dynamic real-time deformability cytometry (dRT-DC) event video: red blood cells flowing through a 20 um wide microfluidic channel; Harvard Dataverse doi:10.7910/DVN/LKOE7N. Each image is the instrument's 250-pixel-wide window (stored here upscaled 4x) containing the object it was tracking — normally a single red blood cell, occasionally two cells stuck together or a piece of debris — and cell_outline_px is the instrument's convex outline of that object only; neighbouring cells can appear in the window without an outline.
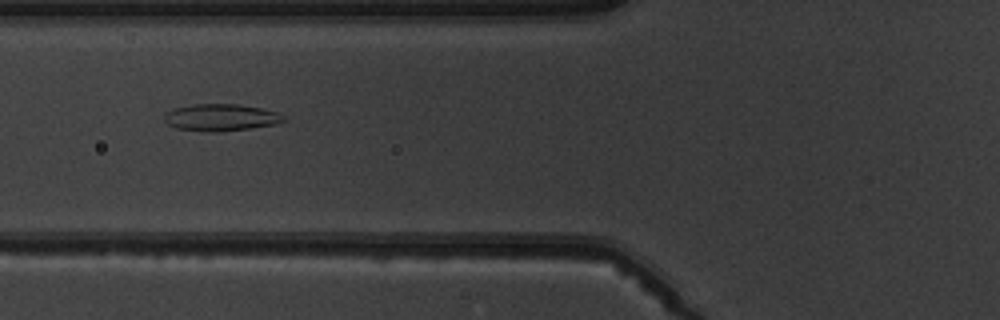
{"species": "common noctule bat (a hibernating species)", "species_latin": "Nyctalus noctula", "temperature_condition": "warm", "stored_images_in_passage": 7, "camera_frame_rate_fps": 3000, "um_per_image_px": 0.085, "animal": {"sex": "male", "body_mass_g": 19.5, "forearm_length_mm": 54.6}, "frame": {"image": 1, "passage_image": 5, "time_ms": 4.667, "image_size_px": [1000, 320], "cell_outline_px": [[288, 120], [276, 124], [252, 128], [220, 132], [204, 132], [176, 128], [168, 124], [164, 120], [164, 116], [172, 108], [192, 104], [240, 104], [260, 108], [276, 112], [284, 116]], "centroid_in_image_um": [18.78, 9.99], "position_along_channel_um": 107.0, "area_um2": 18.96}}
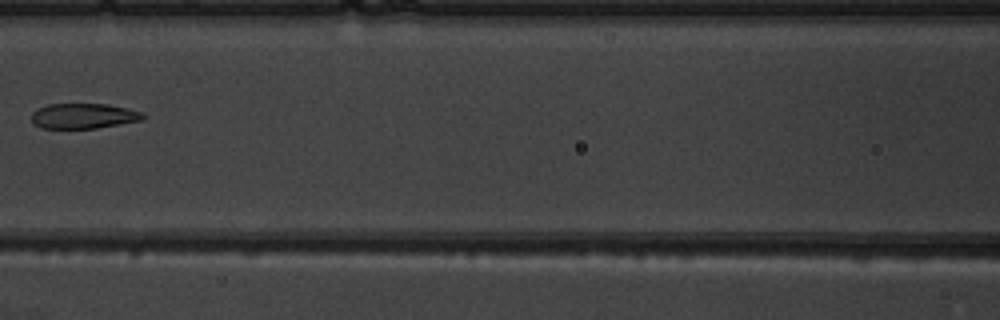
{"frame": {"image": 2, "passage_image": 6, "time_ms": 6.0, "image_size_px": [1000, 320], "cell_outline_px": [[144, 120], [96, 128], [40, 128], [32, 124], [32, 112], [36, 108], [48, 104], [108, 104], [128, 108], [140, 112], [144, 116]], "centroid_in_image_um": [7.06, 9.85], "position_along_channel_um": 159.5, "area_um2": 16.47}}
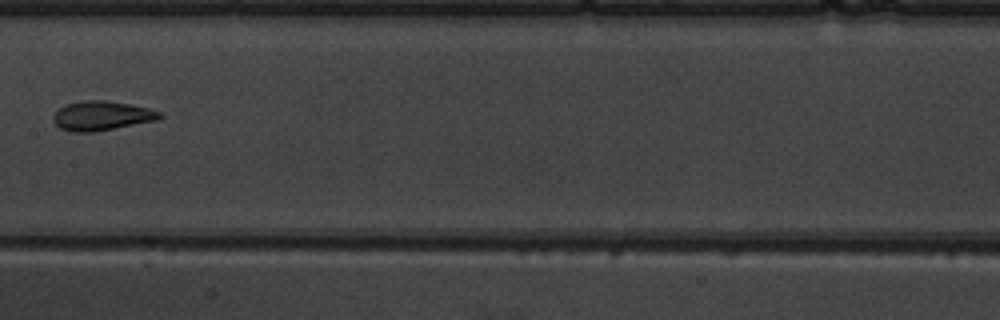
{"frame": {"image": 3, "passage_image": 7, "time_ms": 7.0, "image_size_px": [1000, 320], "cell_outline_px": [[164, 116], [160, 120], [92, 132], [72, 132], [60, 128], [52, 120], [52, 116], [60, 108], [68, 104], [84, 100], [104, 100], [132, 104], [148, 108], [160, 112]], "centroid_in_image_um": [8.68, 9.84], "position_along_channel_um": 198.7, "area_um2": 18.26}}